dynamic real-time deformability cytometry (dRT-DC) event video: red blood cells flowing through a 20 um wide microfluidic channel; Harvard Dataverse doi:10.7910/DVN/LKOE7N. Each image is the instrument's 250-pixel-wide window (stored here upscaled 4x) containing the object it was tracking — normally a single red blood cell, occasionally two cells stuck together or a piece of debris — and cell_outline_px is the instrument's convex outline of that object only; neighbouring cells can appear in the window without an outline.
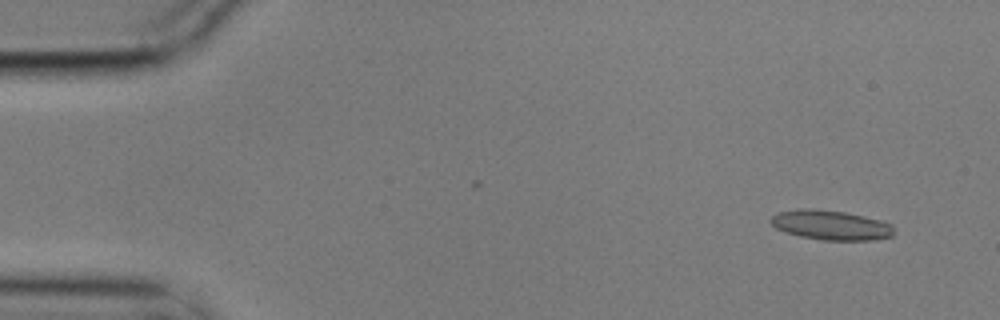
{"species": "common noctule bat (a hibernating species)", "species_latin": "Nyctalus noctula", "temperature_condition": "cold", "stored_images_in_passage": 6, "camera_frame_rate_fps": 3000, "um_per_image_px": 0.085, "animal": {"sex": "male", "body_mass_g": 17.9}, "frame": {"image": 1, "passage_image": 2, "time_ms": 0.333, "image_size_px": [1000, 320], "cell_outline_px": [[896, 232], [892, 236], [872, 240], [824, 240], [800, 236], [784, 232], [776, 228], [768, 220], [772, 216], [780, 212], [800, 208], [812, 208], [844, 212], [864, 216], [880, 220], [892, 224]], "centroid_in_image_um": [70.63, 19.13], "position_along_channel_um": 14.4, "area_um2": 21.39}}
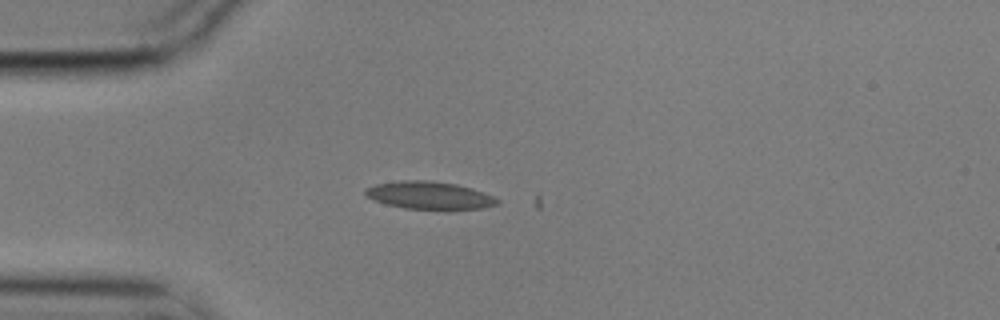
{"frame": {"image": 2, "passage_image": 5, "time_ms": 1.333, "image_size_px": [1000, 320], "cell_outline_px": [[500, 204], [480, 208], [404, 208], [388, 204], [376, 200], [368, 196], [364, 192], [368, 188], [376, 184], [404, 180], [428, 180], [456, 184], [472, 188], [492, 196], [500, 200]], "centroid_in_image_um": [36.53, 16.58], "position_along_channel_um": 48.5, "area_um2": 20.58}}